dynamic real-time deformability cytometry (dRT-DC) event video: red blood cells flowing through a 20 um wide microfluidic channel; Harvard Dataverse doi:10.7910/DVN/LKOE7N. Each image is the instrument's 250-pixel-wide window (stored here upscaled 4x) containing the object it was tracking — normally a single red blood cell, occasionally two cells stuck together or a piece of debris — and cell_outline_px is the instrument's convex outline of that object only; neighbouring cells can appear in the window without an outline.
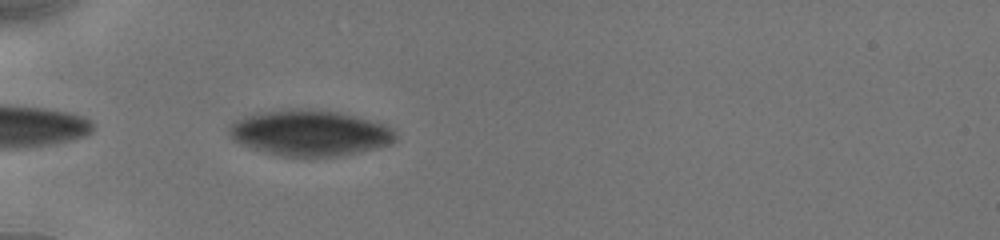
{"species": "human", "species_latin": "Homo sapiens", "temperature_condition": "cold", "stored_images_in_passage": 40, "camera_frame_rate_fps": 3000, "um_per_image_px": 0.085, "donor": {"sex": "male"}, "frame": {"image": 1, "passage_image": 2, "time_ms": 0.333, "image_size_px": [1000, 240], "cell_outline_px": [[396, 140], [392, 144], [380, 148], [340, 156], [280, 156], [264, 152], [252, 148], [232, 140], [228, 132], [228, 124], [236, 120], [248, 116], [268, 112], [300, 108], [304, 108], [340, 112], [384, 124], [396, 132]], "centroid_in_image_um": [26.37, 11.32], "position_along_channel_um": 58.6, "area_um2": 44.33}}
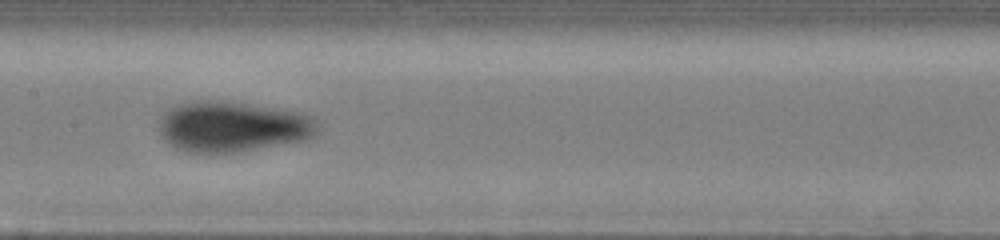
{"frame": {"image": 2, "passage_image": 12, "time_ms": 4.0, "image_size_px": [1000, 240], "cell_outline_px": [[320, 124], [316, 136], [304, 140], [240, 152], [188, 152], [176, 148], [168, 144], [160, 136], [156, 128], [160, 116], [164, 112], [176, 104], [200, 100], [216, 100], [304, 112], [312, 116]], "centroid_in_image_um": [19.74, 10.76], "position_along_channel_um": 187.7, "area_um2": 47.34}}
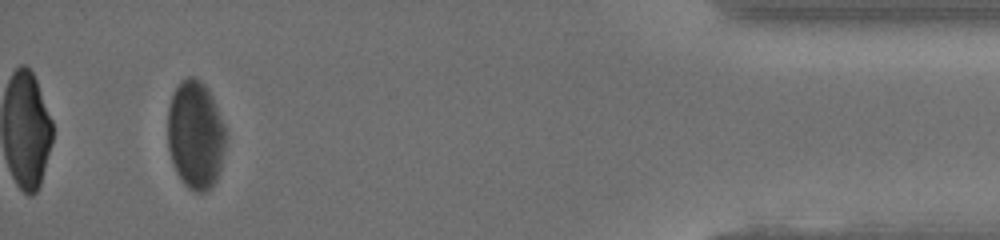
{"frame": {"image": 3, "passage_image": 36, "time_ms": 11.333, "image_size_px": [1000, 240], "cell_outline_px": [[228, 132], [224, 152], [220, 168], [216, 180], [204, 192], [196, 192], [188, 188], [184, 184], [176, 172], [172, 164], [168, 148], [168, 108], [172, 96], [176, 88], [188, 76], [192, 76], [200, 80], [208, 88], [216, 104]], "centroid_in_image_um": [16.63, 11.47], "position_along_channel_um": 418.6, "area_um2": 36.93}}